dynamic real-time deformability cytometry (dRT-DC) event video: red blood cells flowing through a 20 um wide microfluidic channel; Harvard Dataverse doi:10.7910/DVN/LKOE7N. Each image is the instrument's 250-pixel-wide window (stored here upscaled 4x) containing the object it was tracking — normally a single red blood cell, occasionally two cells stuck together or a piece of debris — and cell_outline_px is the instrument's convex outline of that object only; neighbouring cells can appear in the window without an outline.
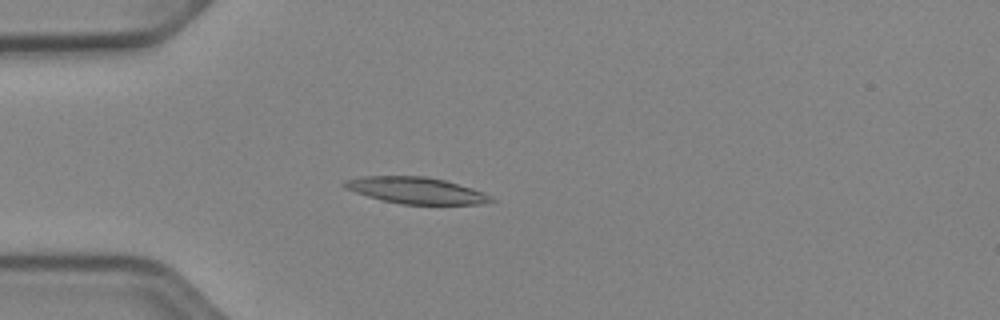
{"species": "Egyptian fruit bat (a non-hibernating species)", "species_latin": "Rousettus aegyptiacus", "temperature_condition": "cold", "stored_images_in_passage": 44, "camera_frame_rate_fps": 3000, "um_per_image_px": 0.085, "animal": {"sex": "female"}, "frame": {"image": 1, "passage_image": 14, "time_ms": 4.333, "image_size_px": [1000, 320], "cell_outline_px": [[496, 200], [480, 204], [400, 204], [368, 196], [344, 188], [340, 184], [344, 180], [364, 176], [424, 176], [444, 180], [472, 188], [484, 192], [492, 196]], "centroid_in_image_um": [35.36, 16.18], "position_along_channel_um": 49.6, "area_um2": 22.54}}
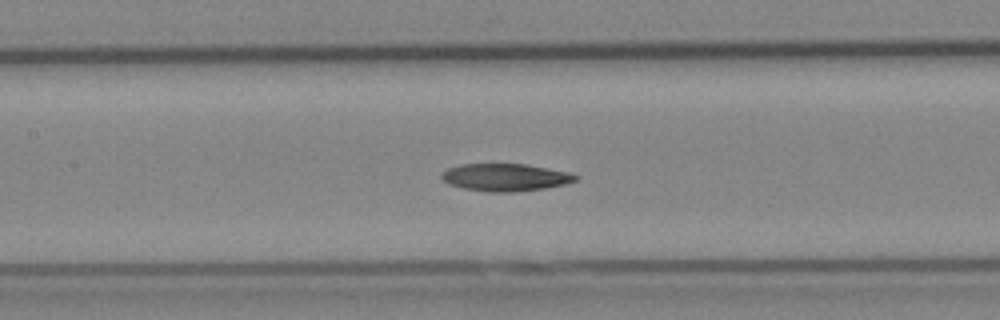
{"frame": {"image": 2, "passage_image": 24, "time_ms": 7.667, "image_size_px": [1000, 320], "cell_outline_px": [[580, 176], [576, 180], [564, 184], [544, 188], [512, 192], [488, 192], [464, 188], [448, 184], [440, 176], [440, 172], [448, 168], [460, 164], [528, 164], [568, 172]], "centroid_in_image_um": [42.93, 15.07], "position_along_channel_um": 164.5, "area_um2": 21.44}}
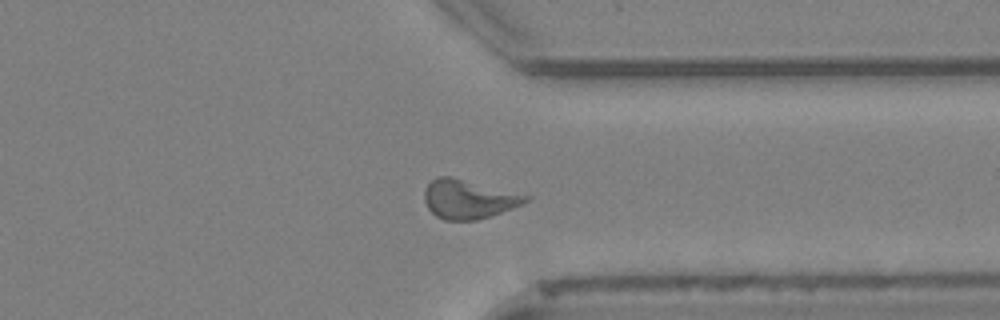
{"frame": {"image": 3, "passage_image": 40, "time_ms": 13.0, "image_size_px": [1000, 320], "cell_outline_px": [[532, 196], [528, 200], [512, 208], [476, 220], [444, 220], [436, 216], [428, 208], [424, 200], [424, 192], [428, 184], [436, 176], [452, 176]], "centroid_in_image_um": [39.79, 16.91], "position_along_channel_um": 371.6, "area_um2": 22.89}, "authors_computed_cell_mechanics": {"area_um2": 22.2819, "velocity_mm_per_s": 3.8874, "shape_relaxation_time_tau1_ms": null, "shape_relaxation_time_tau2_ms": 9.8985, "deformation_change_tau1": null, "deformation_change_tau2": 0.1941}}